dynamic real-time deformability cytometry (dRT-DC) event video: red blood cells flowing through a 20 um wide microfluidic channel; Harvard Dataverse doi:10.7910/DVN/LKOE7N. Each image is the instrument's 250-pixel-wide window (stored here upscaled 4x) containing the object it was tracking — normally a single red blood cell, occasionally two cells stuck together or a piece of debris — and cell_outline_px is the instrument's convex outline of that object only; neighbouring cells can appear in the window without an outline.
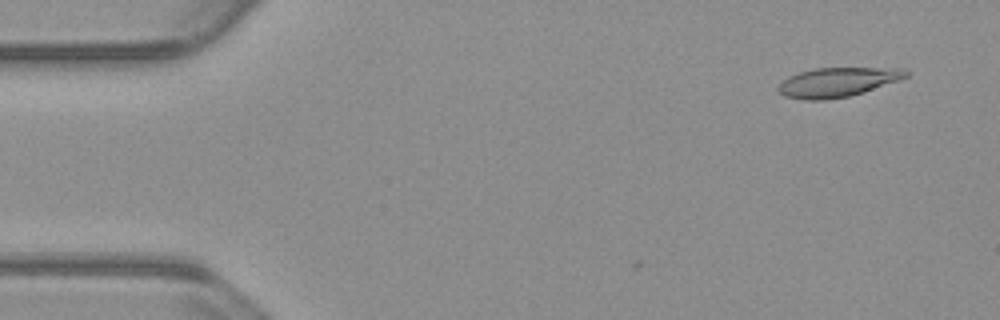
{"species": "common noctule bat (a hibernating species)", "species_latin": "Nyctalus noctula", "temperature_condition": "warm", "stored_images_in_passage": 6, "camera_frame_rate_fps": 3000, "um_per_image_px": 0.085, "animal": {"sex": "male", "body_mass_g": 23.1, "forearm_length_mm": 52.7}, "frame": {"image": 1, "passage_image": 3, "time_ms": 0.667, "image_size_px": [1000, 320], "cell_outline_px": [[908, 76], [864, 92], [848, 96], [824, 100], [804, 100], [784, 96], [776, 88], [788, 76], [800, 72], [816, 68], [904, 68], [908, 72]], "centroid_in_image_um": [71.16, 6.98], "position_along_channel_um": 13.8, "area_um2": 21.62}}